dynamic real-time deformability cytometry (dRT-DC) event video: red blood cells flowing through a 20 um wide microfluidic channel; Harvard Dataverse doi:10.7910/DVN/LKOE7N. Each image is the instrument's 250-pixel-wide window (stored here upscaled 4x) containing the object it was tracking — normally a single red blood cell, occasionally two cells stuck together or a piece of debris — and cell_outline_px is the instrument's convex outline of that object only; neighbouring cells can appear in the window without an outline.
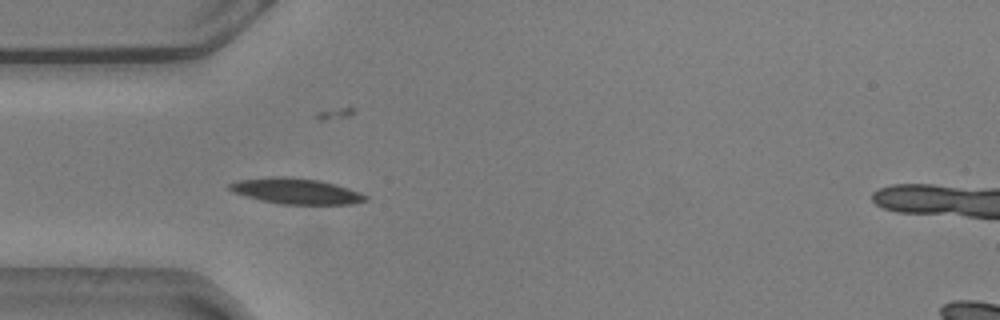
{"species": "common noctule bat (a hibernating species)", "species_latin": "Nyctalus noctula", "temperature_condition": "warm", "stored_images_in_passage": 44, "camera_frame_rate_fps": 3000, "um_per_image_px": 0.085, "animal": {"sex": "male", "body_mass_g": 20.5, "forearm_length_mm": 52.5}, "frame": {"image": 1, "passage_image": 7, "time_ms": 2.0, "image_size_px": [1000, 320], "cell_outline_px": [[368, 200], [352, 204], [280, 204], [260, 200], [232, 192], [228, 188], [228, 184], [240, 180], [276, 176], [288, 176], [320, 180], [336, 184], [360, 192], [368, 196]], "centroid_in_image_um": [25.18, 16.24], "position_along_channel_um": 59.8, "area_um2": 20.46}}
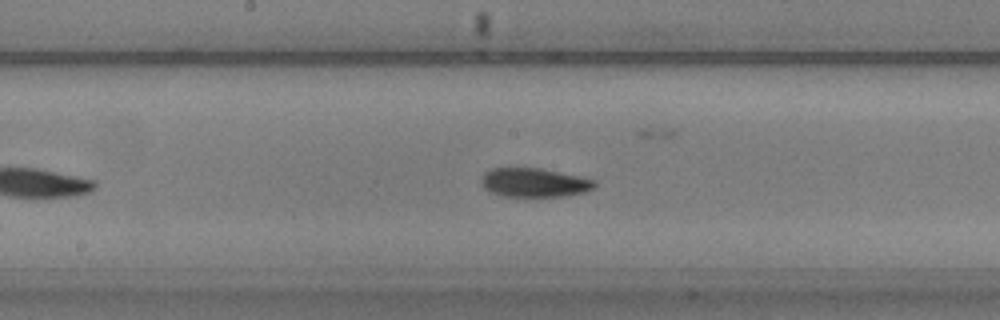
{"frame": {"image": 2, "passage_image": 19, "time_ms": 6.0, "image_size_px": [1000, 320], "cell_outline_px": [[596, 188], [584, 192], [564, 196], [500, 196], [488, 192], [484, 188], [480, 180], [484, 172], [492, 168], [544, 168], [596, 180]], "centroid_in_image_um": [45.4, 15.51], "position_along_channel_um": 202.8, "area_um2": 19.36}}
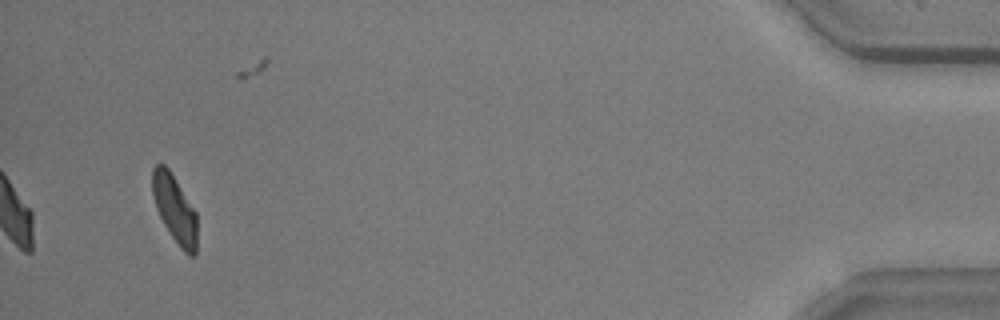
{"frame": {"image": 3, "passage_image": 44, "time_ms": 14.333, "image_size_px": [1000, 320], "cell_outline_px": [[196, 252], [192, 256], [188, 256], [180, 248], [164, 224], [156, 208], [152, 196], [152, 168], [156, 164], [164, 164], [168, 168], [196, 212]], "centroid_in_image_um": [14.83, 17.75], "position_along_channel_um": 420.4, "area_um2": 17.4}, "authors_computed_cell_mechanics": {"area_um2": 18.6694, "velocity_mm_per_s": 3.5918, "shape_relaxation_time_tau1_ms": 3.0374, "shape_relaxation_time_tau2_ms": 4.0166, "deformation_change_tau1": 0.1381, "deformation_change_tau2": 0.1006}}